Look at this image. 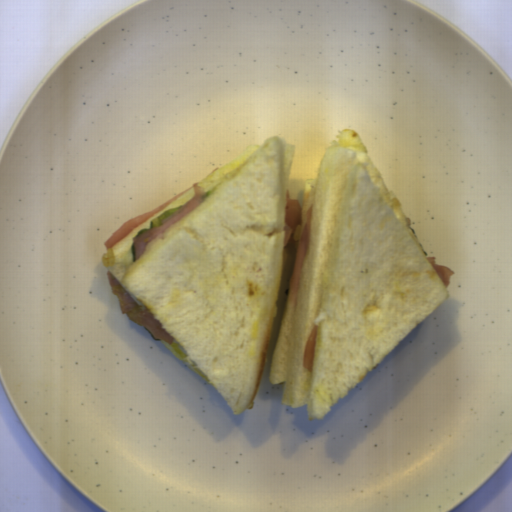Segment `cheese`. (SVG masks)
<instances>
[{"label":"cheese","instance_id":"cheese-1","mask_svg":"<svg viewBox=\"0 0 512 512\" xmlns=\"http://www.w3.org/2000/svg\"><path fill=\"white\" fill-rule=\"evenodd\" d=\"M101 262H102L103 266H105V267H107V266L112 267L115 265V256H114L113 249L111 247L107 248L106 253H103V255L101 257Z\"/></svg>","mask_w":512,"mask_h":512}]
</instances>
